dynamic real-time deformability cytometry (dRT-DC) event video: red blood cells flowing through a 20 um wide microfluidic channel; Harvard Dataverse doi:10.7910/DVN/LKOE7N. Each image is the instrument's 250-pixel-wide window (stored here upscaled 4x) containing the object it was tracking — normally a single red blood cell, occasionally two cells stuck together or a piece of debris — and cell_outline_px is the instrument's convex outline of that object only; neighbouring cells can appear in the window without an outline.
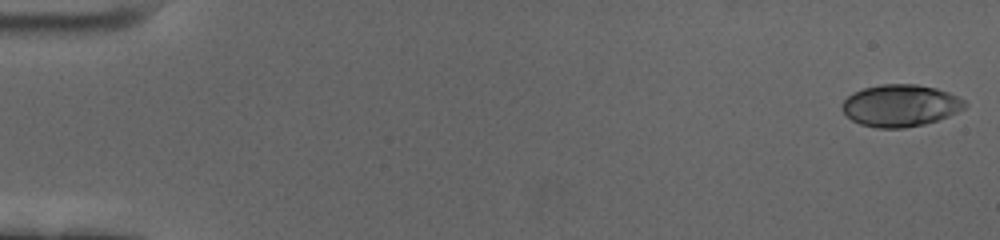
{"species": "human", "species_latin": "Homo sapiens", "temperature_condition": "cold", "stored_images_in_passage": 59, "camera_frame_rate_fps": 3000, "um_per_image_px": 0.085, "donor": {"sex": "female"}, "frame": {"image": 1, "passage_image": 1, "time_ms": 0.0, "image_size_px": [1000, 240], "cell_outline_px": [[968, 104], [964, 108], [948, 116], [924, 124], [904, 128], [876, 128], [860, 124], [852, 120], [840, 108], [840, 104], [848, 96], [864, 88], [884, 84], [916, 84], [936, 88], [948, 92], [964, 100]], "centroid_in_image_um": [76.52, 8.97], "position_along_channel_um": 8.5, "area_um2": 29.88}}
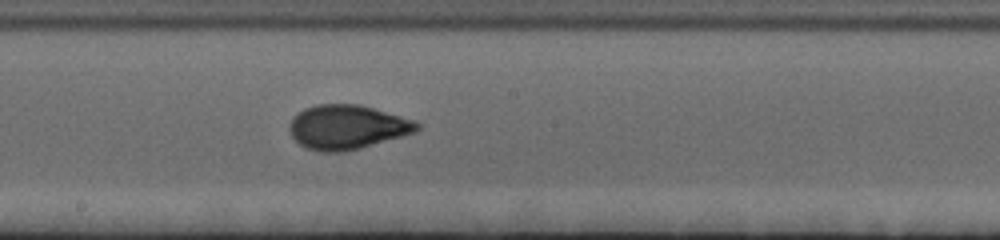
{"frame": {"image": 2, "passage_image": 33, "time_ms": 10.667, "image_size_px": [1000, 240], "cell_outline_px": [[420, 128], [416, 132], [360, 148], [344, 152], [320, 152], [304, 148], [292, 136], [288, 128], [292, 116], [304, 108], [316, 104], [360, 104], [416, 120], [420, 124]], "centroid_in_image_um": [29.5, 10.8], "position_along_channel_um": 218.7, "area_um2": 33.23}}
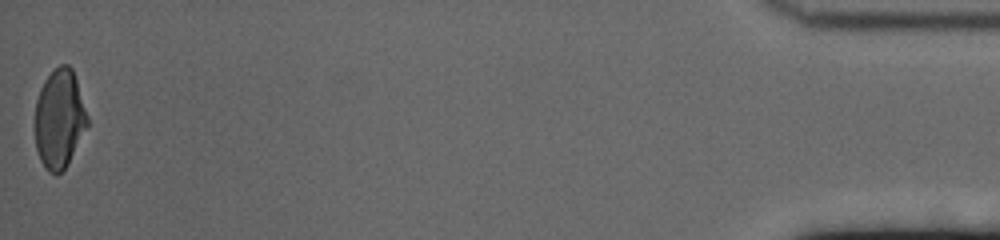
{"frame": {"image": 3, "passage_image": 59, "time_ms": 19.333, "image_size_px": [1000, 240], "cell_outline_px": [[88, 124], [68, 164], [56, 176], [48, 172], [44, 168], [40, 160], [36, 148], [36, 100], [40, 88], [44, 80], [60, 64], [68, 64], [72, 68], [88, 116]], "centroid_in_image_um": [5.04, 10.12], "position_along_channel_um": 430.2, "area_um2": 30.0}, "authors_computed_cell_mechanics": {"area_um2": 31.2698, "velocity_mm_per_s": 3.4542, "shape_relaxation_time_tau1_ms": 4.5951, "shape_relaxation_time_tau2_ms": 0.9281, "deformation_change_tau1": 0.1764, "deformation_change_tau2": 0.0563}}